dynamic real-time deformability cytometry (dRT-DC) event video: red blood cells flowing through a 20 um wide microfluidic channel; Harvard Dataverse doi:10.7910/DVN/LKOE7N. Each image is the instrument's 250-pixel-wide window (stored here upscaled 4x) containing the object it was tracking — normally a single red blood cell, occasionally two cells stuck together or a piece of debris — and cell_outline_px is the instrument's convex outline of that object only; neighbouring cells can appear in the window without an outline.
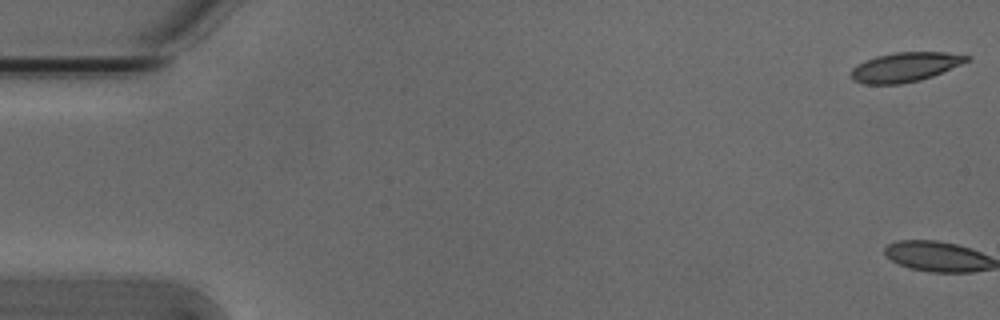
{"species": "Egyptian fruit bat (a non-hibernating species)", "species_latin": "Rousettus aegyptiacus", "temperature_condition": "cold", "stored_images_in_passage": 2, "camera_frame_rate_fps": 3000, "um_per_image_px": 0.085, "animal": {"sex": "male"}, "frame": {"image": 1, "passage_image": 1, "time_ms": 0.0, "image_size_px": [1000, 320], "cell_outline_px": [[972, 56], [968, 60], [960, 64], [932, 76], [920, 80], [900, 84], [864, 84], [852, 80], [848, 72], [856, 64], [876, 56], [892, 52], [944, 52]], "centroid_in_image_um": [76.85, 5.7], "position_along_channel_um": 8.1, "area_um2": 19.88}}